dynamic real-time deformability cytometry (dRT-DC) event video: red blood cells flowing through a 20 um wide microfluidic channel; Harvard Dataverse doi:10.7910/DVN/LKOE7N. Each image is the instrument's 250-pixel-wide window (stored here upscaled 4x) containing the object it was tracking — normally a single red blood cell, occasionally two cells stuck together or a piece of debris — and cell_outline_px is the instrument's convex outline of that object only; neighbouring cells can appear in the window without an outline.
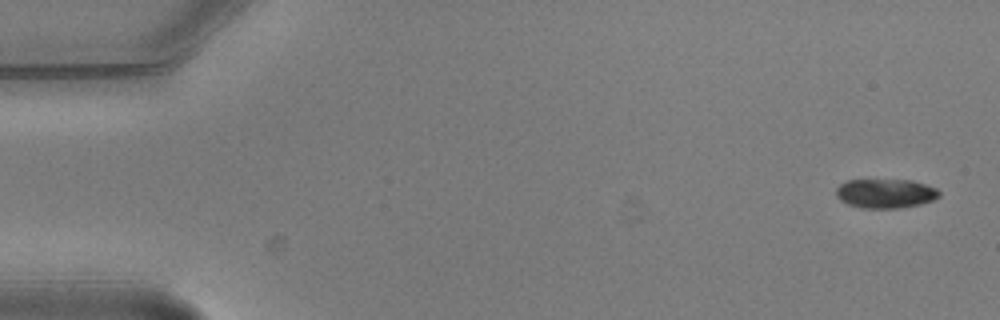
{"species": "common noctule bat (a hibernating species)", "species_latin": "Nyctalus noctula", "temperature_condition": "warm", "stored_images_in_passage": 5, "camera_frame_rate_fps": 3000, "um_per_image_px": 0.085, "animal": {"sex": "male", "body_mass_g": 20.5, "forearm_length_mm": 52.5}, "frame": {"image": 1, "passage_image": 1, "time_ms": 0.0, "image_size_px": [1000, 320], "cell_outline_px": [[940, 196], [932, 200], [920, 204], [900, 208], [860, 208], [848, 204], [840, 200], [836, 196], [836, 188], [840, 184], [848, 180], [912, 180], [936, 188], [940, 192]], "centroid_in_image_um": [75.25, 16.45], "position_along_channel_um": 9.7, "area_um2": 17.57}}
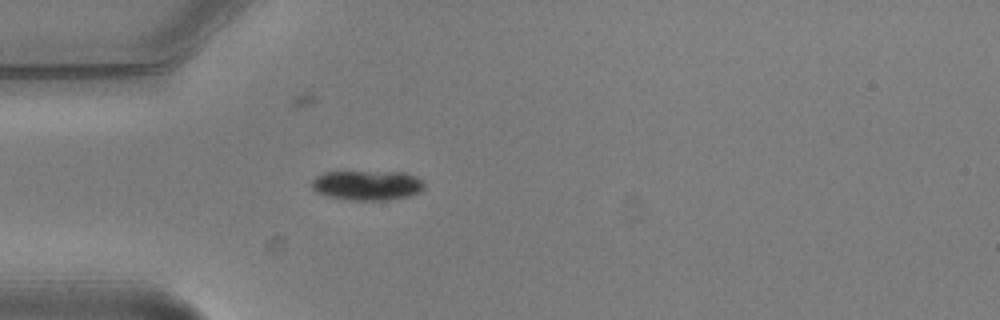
{"frame": {"image": 2, "passage_image": 5, "time_ms": 1.333, "image_size_px": [1000, 320], "cell_outline_px": [[424, 188], [420, 192], [408, 196], [388, 200], [352, 200], [328, 196], [316, 192], [312, 188], [312, 180], [316, 176], [324, 172], [404, 172], [416, 176], [424, 180]], "centroid_in_image_um": [31.24, 15.74], "position_along_channel_um": 53.8, "area_um2": 19.59}}